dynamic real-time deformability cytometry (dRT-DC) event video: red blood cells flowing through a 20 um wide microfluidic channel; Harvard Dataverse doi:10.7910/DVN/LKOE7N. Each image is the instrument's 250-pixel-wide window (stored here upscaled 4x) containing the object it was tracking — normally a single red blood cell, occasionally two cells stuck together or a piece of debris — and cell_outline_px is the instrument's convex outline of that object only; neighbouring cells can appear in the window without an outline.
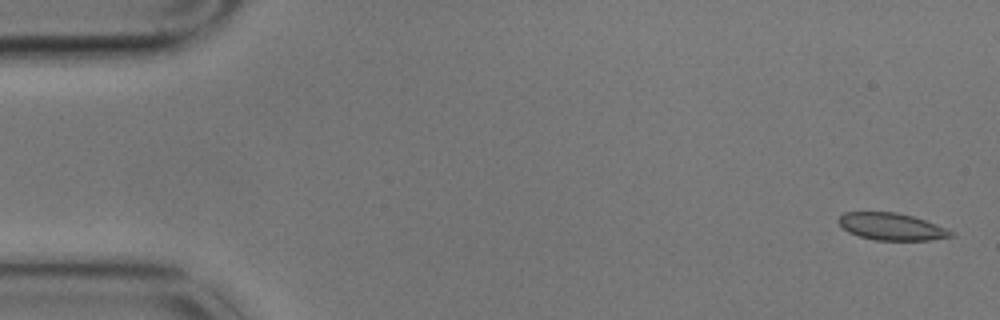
{"species": "common noctule bat (a hibernating species)", "species_latin": "Nyctalus noctula", "temperature_condition": "cold", "stored_images_in_passage": 5, "camera_frame_rate_fps": 3000, "um_per_image_px": 0.085, "animal": {"sex": "male", "body_mass_g": 17.9}, "frame": {"image": 1, "passage_image": 1, "time_ms": 0.0, "image_size_px": [1000, 320], "cell_outline_px": [[956, 236], [932, 240], [876, 240], [860, 236], [848, 232], [836, 220], [844, 212], [896, 212], [912, 216], [936, 224], [956, 232]], "centroid_in_image_um": [75.82, 19.26], "position_along_channel_um": 9.2, "area_um2": 17.8}}
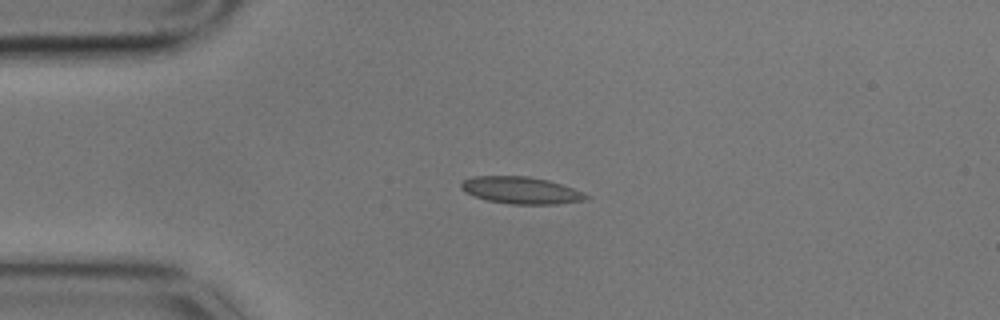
{"frame": {"image": 2, "passage_image": 4, "time_ms": 1.0, "image_size_px": [1000, 320], "cell_outline_px": [[592, 196], [584, 200], [556, 204], [508, 204], [488, 200], [476, 196], [460, 188], [460, 184], [464, 180], [472, 176], [528, 176], [548, 180], [572, 188]], "centroid_in_image_um": [44.29, 16.17], "position_along_channel_um": 40.7, "area_um2": 19.48}}